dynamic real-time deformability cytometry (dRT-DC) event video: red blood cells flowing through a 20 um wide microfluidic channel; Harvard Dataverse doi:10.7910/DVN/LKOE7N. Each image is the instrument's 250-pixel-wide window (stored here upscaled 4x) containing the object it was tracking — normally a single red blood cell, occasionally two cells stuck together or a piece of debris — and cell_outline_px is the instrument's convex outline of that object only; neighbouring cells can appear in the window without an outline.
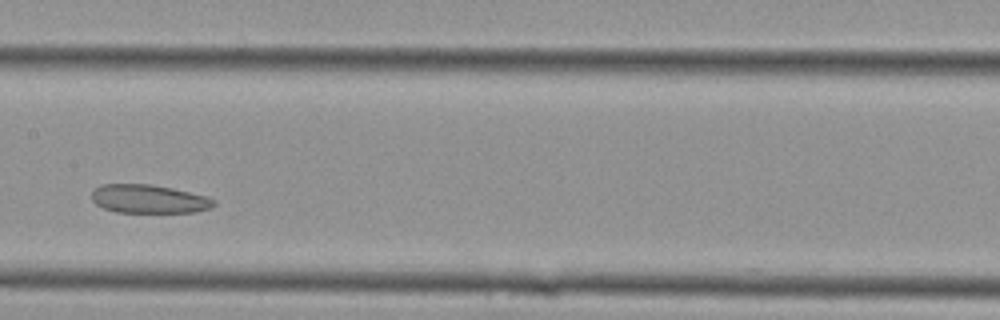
{"species": "Egyptian fruit bat (a non-hibernating species)", "species_latin": "Rousettus aegyptiacus", "temperature_condition": "cold", "stored_images_in_passage": 12, "camera_frame_rate_fps": 3000, "um_per_image_px": 0.085, "animal": {"sex": "female"}, "frame": {"image": 1, "passage_image": 9, "time_ms": 2.667, "image_size_px": [1000, 320], "cell_outline_px": [[216, 204], [212, 208], [196, 212], [116, 212], [104, 208], [96, 204], [92, 200], [92, 192], [100, 184], [152, 184], [172, 188], [208, 196], [216, 200]], "centroid_in_image_um": [12.69, 16.91], "position_along_channel_um": 194.7, "area_um2": 20.46}}
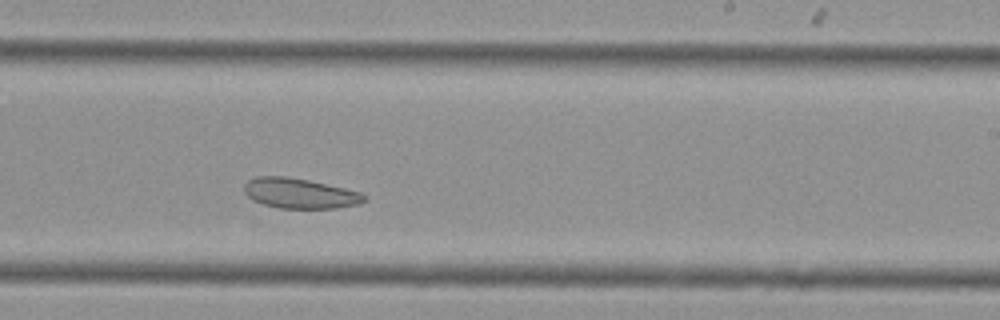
{"frame": {"image": 2, "passage_image": 12, "time_ms": 3.667, "image_size_px": [1000, 320], "cell_outline_px": [[368, 200], [360, 204], [336, 208], [280, 208], [264, 204], [252, 200], [244, 192], [244, 184], [248, 180], [256, 176], [284, 176], [308, 180], [344, 188], [360, 192], [368, 196]], "centroid_in_image_um": [25.5, 16.43], "position_along_channel_um": 263.5, "area_um2": 21.15}}